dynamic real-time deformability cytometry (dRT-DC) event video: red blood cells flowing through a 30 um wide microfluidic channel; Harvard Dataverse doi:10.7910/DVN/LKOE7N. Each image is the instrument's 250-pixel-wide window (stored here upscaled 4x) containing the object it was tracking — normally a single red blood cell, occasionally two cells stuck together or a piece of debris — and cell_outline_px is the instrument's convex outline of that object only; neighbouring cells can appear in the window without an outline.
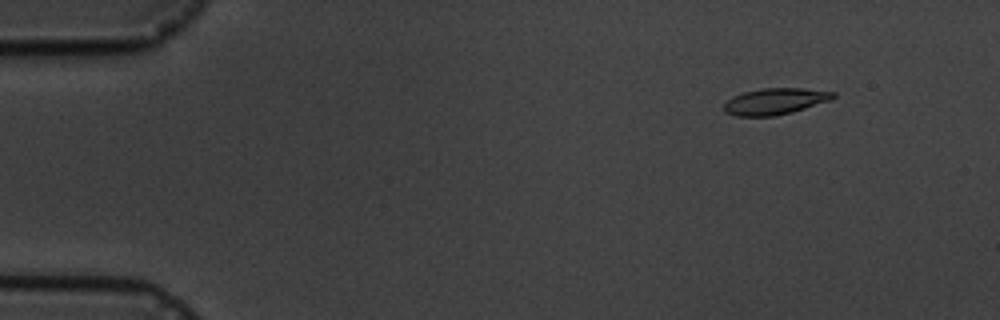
{"species": "common noctule bat (a hibernating species)", "species_latin": "Nyctalus noctula", "temperature_condition": "cold", "stored_images_in_passage": 4, "camera_frame_rate_fps": 3000, "um_per_image_px": 0.085, "animal": {"sex": "male", "body_mass_g": 19.5, "forearm_length_mm": 54.6}, "frame": {"image": 1, "passage_image": 1, "time_ms": 0.0, "image_size_px": [1000, 320], "cell_outline_px": [[836, 96], [832, 100], [792, 112], [772, 116], [736, 116], [724, 112], [724, 104], [732, 96], [744, 92], [764, 88], [804, 88], [836, 92]], "centroid_in_image_um": [65.9, 8.61], "position_along_channel_um": 19.1, "area_um2": 16.82}}
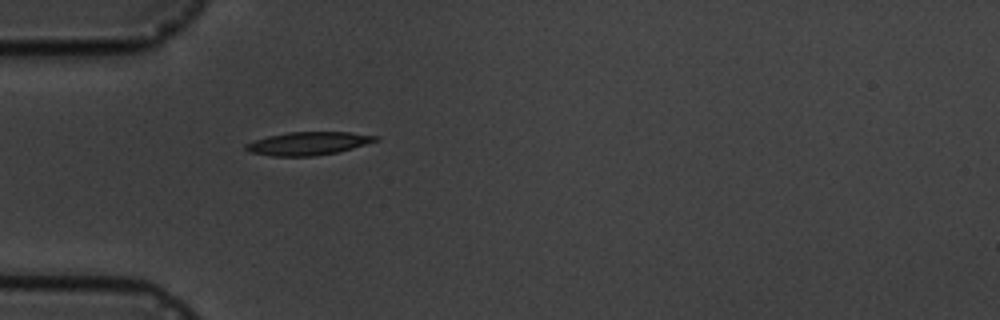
{"frame": {"image": 2, "passage_image": 4, "time_ms": 3.667, "image_size_px": [1000, 320], "cell_outline_px": [[380, 140], [352, 148], [336, 152], [312, 156], [272, 156], [248, 152], [244, 148], [244, 144], [268, 136], [288, 132], [348, 132], [380, 136]], "centroid_in_image_um": [26.19, 12.19], "position_along_channel_um": 58.8, "area_um2": 17.46}}